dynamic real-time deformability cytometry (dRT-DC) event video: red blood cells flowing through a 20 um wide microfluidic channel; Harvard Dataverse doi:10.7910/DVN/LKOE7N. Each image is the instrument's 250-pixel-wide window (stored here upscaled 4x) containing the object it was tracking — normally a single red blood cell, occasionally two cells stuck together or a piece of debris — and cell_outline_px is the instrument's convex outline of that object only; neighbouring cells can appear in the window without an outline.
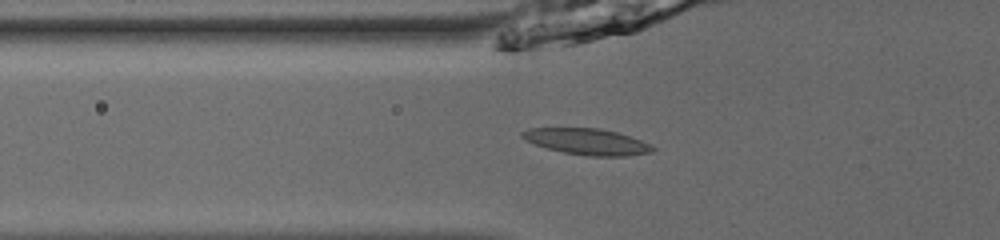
{"species": "common noctule bat (a hibernating species)", "species_latin": "Nyctalus noctula", "temperature_condition": "room temperature", "stored_images_in_passage": 42, "camera_frame_rate_fps": 3000, "um_per_image_px": 0.085, "animal": {"sex": "male", "body_mass_g": 13.0, "forearm_length_mm": 53.1}, "frame": {"image": 1, "passage_image": 22, "time_ms": 7.0, "image_size_px": [1000, 240], "cell_outline_px": [[656, 148], [652, 152], [628, 156], [588, 156], [564, 152], [548, 148], [524, 140], [520, 136], [520, 132], [528, 128], [600, 128], [616, 132], [652, 144]], "centroid_in_image_um": [49.9, 12.04], "position_along_channel_um": 75.9, "area_um2": 19.88}}
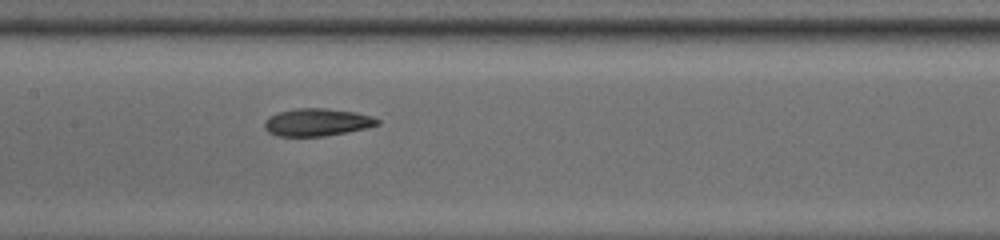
{"frame": {"image": 2, "passage_image": 30, "time_ms": 9.667, "image_size_px": [1000, 240], "cell_outline_px": [[380, 124], [368, 128], [324, 136], [276, 136], [268, 132], [264, 128], [264, 120], [268, 116], [280, 112], [296, 108], [324, 108], [356, 112], [372, 116], [380, 120]], "centroid_in_image_um": [26.94, 10.39], "position_along_channel_um": 180.5, "area_um2": 18.26}}
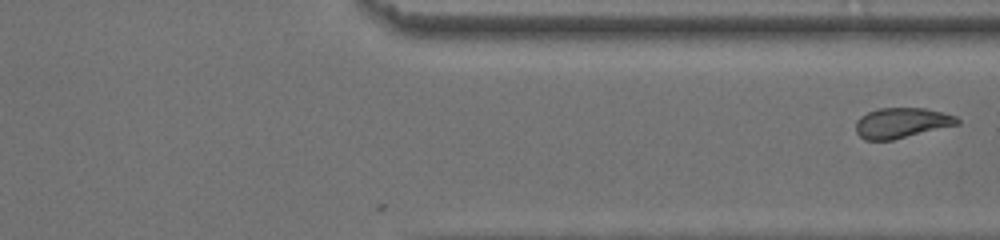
{"frame": {"image": 3, "passage_image": 42, "time_ms": 13.667, "image_size_px": [1000, 240], "cell_outline_px": [[960, 124], [892, 140], [864, 140], [856, 132], [856, 120], [860, 116], [868, 112], [880, 108], [924, 108], [956, 116], [960, 120]], "centroid_in_image_um": [76.62, 10.45], "position_along_channel_um": 334.8, "area_um2": 17.86}}